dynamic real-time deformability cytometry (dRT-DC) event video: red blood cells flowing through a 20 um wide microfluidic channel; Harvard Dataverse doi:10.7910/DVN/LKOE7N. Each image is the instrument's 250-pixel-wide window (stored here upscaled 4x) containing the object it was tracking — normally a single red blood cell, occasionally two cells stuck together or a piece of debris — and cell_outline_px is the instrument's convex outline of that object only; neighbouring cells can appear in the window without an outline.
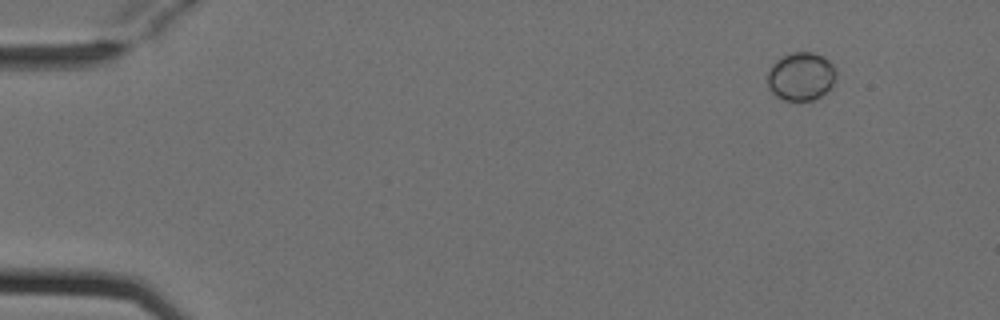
{"species": "Egyptian fruit bat (a non-hibernating species)", "species_latin": "Rousettus aegyptiacus", "temperature_condition": "cold", "stored_images_in_passage": 3, "camera_frame_rate_fps": 3000, "um_per_image_px": 0.085, "animal": {"sex": "female"}, "frame": {"image": 1, "passage_image": 1, "time_ms": 0.0, "image_size_px": [1000, 320], "cell_outline_px": [[836, 80], [832, 88], [820, 96], [812, 100], [784, 100], [776, 96], [768, 88], [768, 68], [776, 60], [792, 52], [812, 52], [824, 56], [836, 68]], "centroid_in_image_um": [68.11, 6.49], "position_along_channel_um": 16.9, "area_um2": 19.54}}
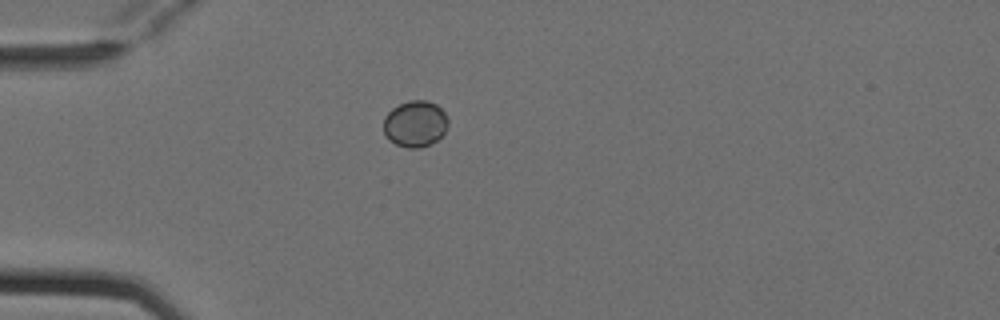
{"frame": {"image": 2, "passage_image": 3, "time_ms": 0.667, "image_size_px": [1000, 320], "cell_outline_px": [[448, 124], [444, 132], [436, 140], [420, 148], [408, 148], [396, 144], [388, 140], [384, 132], [384, 116], [392, 108], [408, 100], [428, 100], [436, 104], [444, 112], [448, 120]], "centroid_in_image_um": [35.27, 10.51], "position_along_channel_um": 49.7, "area_um2": 17.4}}